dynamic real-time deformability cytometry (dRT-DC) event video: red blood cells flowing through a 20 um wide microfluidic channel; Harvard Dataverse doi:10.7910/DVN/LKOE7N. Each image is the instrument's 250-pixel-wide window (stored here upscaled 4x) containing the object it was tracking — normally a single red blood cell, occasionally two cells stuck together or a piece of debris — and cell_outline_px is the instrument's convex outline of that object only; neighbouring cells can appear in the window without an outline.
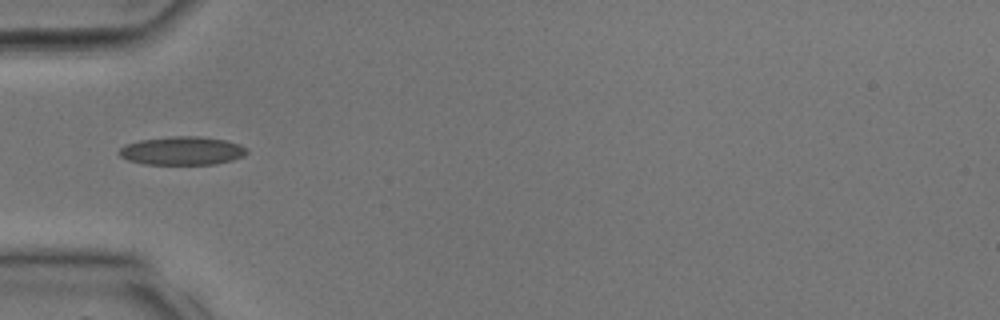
{"species": "common noctule bat (a hibernating species)", "species_latin": "Nyctalus noctula", "temperature_condition": "room temperature", "stored_images_in_passage": 21, "camera_frame_rate_fps": 3000, "um_per_image_px": 0.085, "animal": {"sex": "male", "body_mass_g": 17.9, "forearm_length_mm": 54.2}, "frame": {"image": 1, "passage_image": 1, "time_ms": 0.0, "image_size_px": [1000, 320], "cell_outline_px": [[248, 152], [244, 156], [232, 160], [216, 164], [144, 164], [128, 160], [120, 156], [116, 152], [124, 144], [140, 140], [172, 136], [200, 136], [228, 140], [240, 144], [248, 148]], "centroid_in_image_um": [15.5, 12.81], "position_along_channel_um": 69.5, "area_um2": 21.44}}
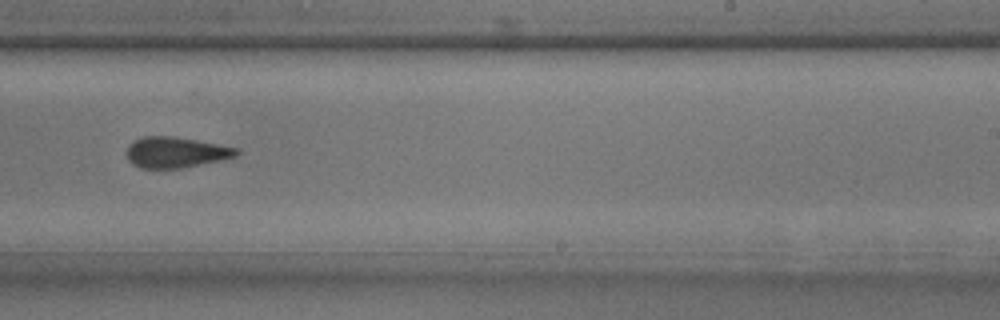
{"frame": {"image": 2, "passage_image": 11, "time_ms": 3.333, "image_size_px": [1000, 320], "cell_outline_px": [[240, 152], [236, 156], [220, 160], [180, 168], [140, 168], [132, 164], [128, 160], [128, 144], [132, 140], [144, 136], [176, 136], [236, 148]], "centroid_in_image_um": [14.89, 12.94], "position_along_channel_um": 274.1, "area_um2": 19.54}}
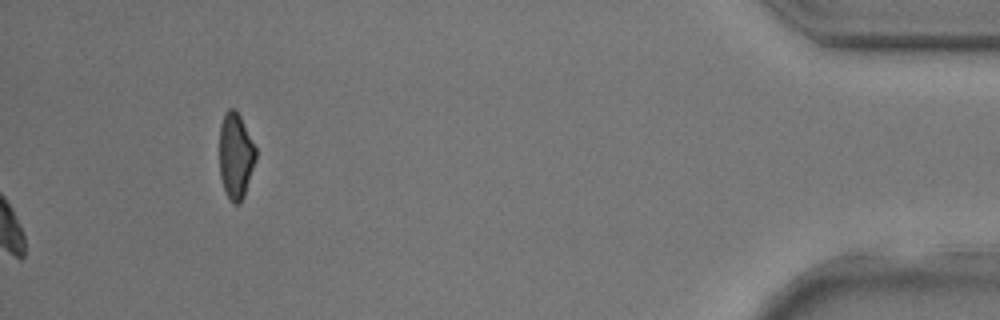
{"frame": {"image": 3, "passage_image": 21, "time_ms": 6.667, "image_size_px": [1000, 320], "cell_outline_px": [[256, 160], [244, 196], [240, 204], [232, 204], [224, 188], [220, 176], [220, 124], [224, 112], [228, 108], [236, 108], [256, 148]], "centroid_in_image_um": [20.03, 13.23], "position_along_channel_um": 415.2, "area_um2": 18.26}}